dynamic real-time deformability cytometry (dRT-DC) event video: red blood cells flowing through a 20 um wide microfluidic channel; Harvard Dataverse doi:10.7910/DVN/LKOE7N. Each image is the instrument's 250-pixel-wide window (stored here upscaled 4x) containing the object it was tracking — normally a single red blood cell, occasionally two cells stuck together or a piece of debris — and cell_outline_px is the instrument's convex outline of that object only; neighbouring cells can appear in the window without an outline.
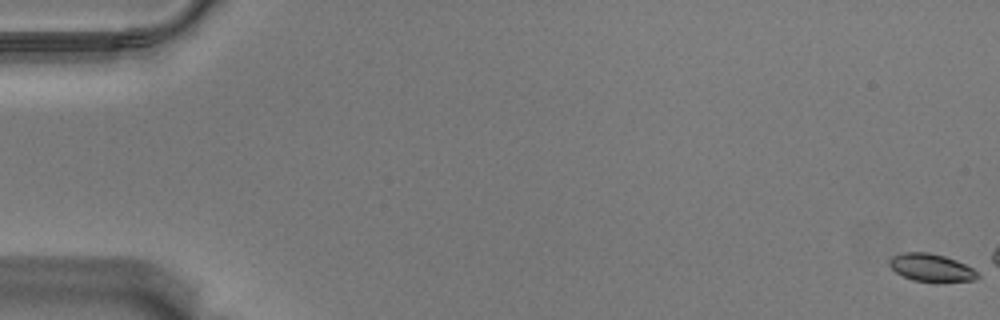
{"species": "Egyptian fruit bat (a non-hibernating species)", "species_latin": "Rousettus aegyptiacus", "temperature_condition": "warm", "stored_images_in_passage": 1, "camera_frame_rate_fps": 3000, "um_per_image_px": 0.085, "animal": {"sex": "male"}, "frame": {"image": 1, "passage_image": 1, "time_ms": 0.0, "image_size_px": [1000, 320], "cell_outline_px": [[980, 276], [976, 280], [936, 284], [912, 280], [896, 272], [888, 264], [888, 260], [892, 256], [904, 252], [928, 252], [944, 256], [956, 260], [980, 272]], "centroid_in_image_um": [79.2, 22.79], "position_along_channel_um": 5.8, "area_um2": 14.8}}